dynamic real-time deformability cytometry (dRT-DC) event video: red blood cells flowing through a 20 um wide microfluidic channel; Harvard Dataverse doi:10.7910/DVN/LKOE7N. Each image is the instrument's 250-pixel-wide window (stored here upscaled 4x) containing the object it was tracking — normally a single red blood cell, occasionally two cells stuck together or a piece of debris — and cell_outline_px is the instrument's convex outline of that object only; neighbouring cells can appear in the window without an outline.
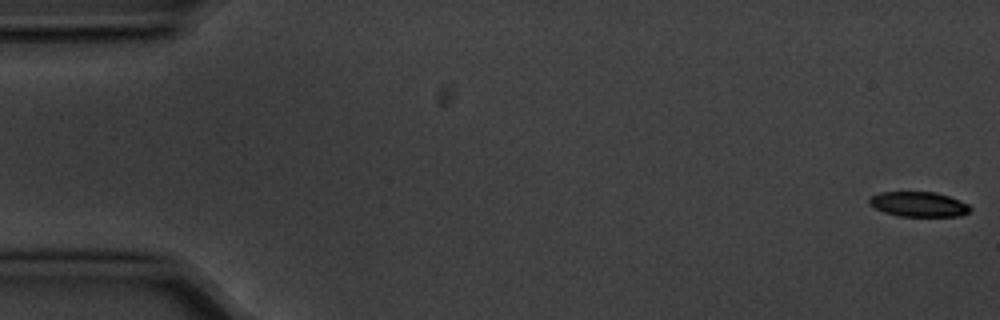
{"species": "common noctule bat (a hibernating species)", "species_latin": "Nyctalus noctula", "temperature_condition": "cold", "stored_images_in_passage": 10, "camera_frame_rate_fps": 3000, "um_per_image_px": 0.085, "animal": {"sex": "male", "body_mass_g": 20.1, "forearm_length_mm": 53.5}, "frame": {"image": 1, "passage_image": 1, "time_ms": 0.0, "image_size_px": [1000, 320], "cell_outline_px": [[972, 208], [968, 212], [960, 216], [900, 216], [884, 212], [868, 204], [868, 200], [872, 196], [880, 192], [936, 192], [960, 200], [968, 204]], "centroid_in_image_um": [78.09, 17.36], "position_along_channel_um": 6.9, "area_um2": 14.62}}
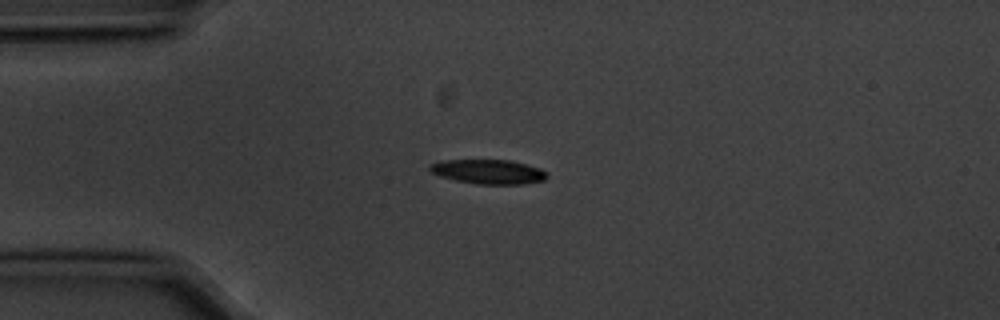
{"frame": {"image": 2, "passage_image": 5, "time_ms": 1.333, "image_size_px": [1000, 320], "cell_outline_px": [[548, 176], [544, 180], [524, 184], [476, 184], [456, 180], [440, 176], [432, 172], [428, 168], [428, 164], [444, 160], [508, 160], [540, 168]], "centroid_in_image_um": [41.48, 14.6], "position_along_channel_um": 43.5, "area_um2": 16.53}}
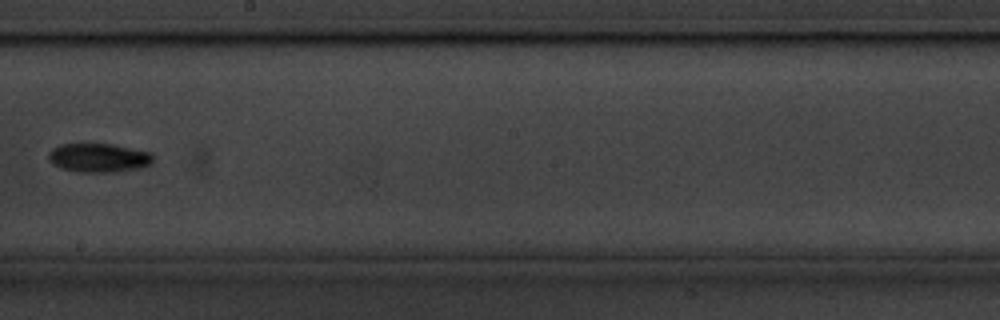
{"frame": {"image": 3, "passage_image": 10, "time_ms": 3.0, "image_size_px": [1000, 320], "cell_outline_px": [[152, 160], [144, 168], [116, 172], [76, 172], [60, 168], [52, 164], [48, 160], [48, 152], [52, 148], [60, 144], [112, 144], [152, 152]], "centroid_in_image_um": [8.36, 13.42], "position_along_channel_um": 239.8, "area_um2": 17.86}}